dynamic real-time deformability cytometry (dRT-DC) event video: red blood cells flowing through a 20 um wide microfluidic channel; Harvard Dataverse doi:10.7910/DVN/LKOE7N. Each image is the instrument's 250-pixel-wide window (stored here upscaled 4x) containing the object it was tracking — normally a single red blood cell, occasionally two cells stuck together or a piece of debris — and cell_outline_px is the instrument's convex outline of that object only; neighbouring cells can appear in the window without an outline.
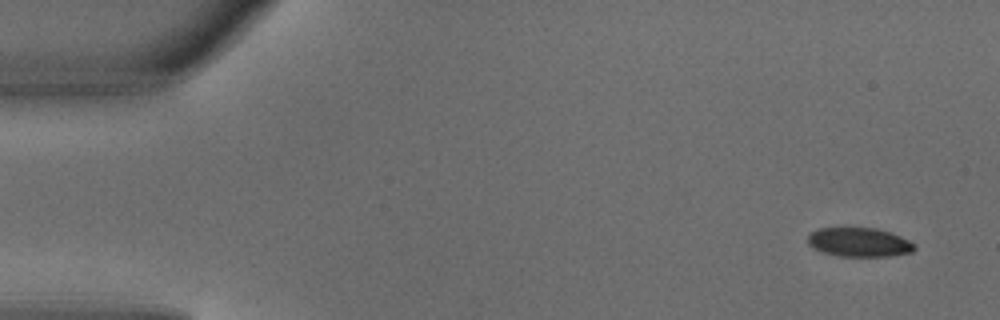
{"species": "common noctule bat (a hibernating species)", "species_latin": "Nyctalus noctula", "temperature_condition": "warm", "stored_images_in_passage": 4, "camera_frame_rate_fps": 3000, "um_per_image_px": 0.085, "animal": {"sex": "male", "body_mass_g": 18.8}, "frame": {"image": 1, "passage_image": 1, "time_ms": 0.0, "image_size_px": [1000, 320], "cell_outline_px": [[916, 248], [912, 252], [892, 256], [840, 256], [820, 252], [812, 248], [808, 244], [808, 236], [812, 232], [820, 228], [876, 228], [900, 236], [916, 244]], "centroid_in_image_um": [73.03, 20.6], "position_along_channel_um": 12.0, "area_um2": 18.09}}
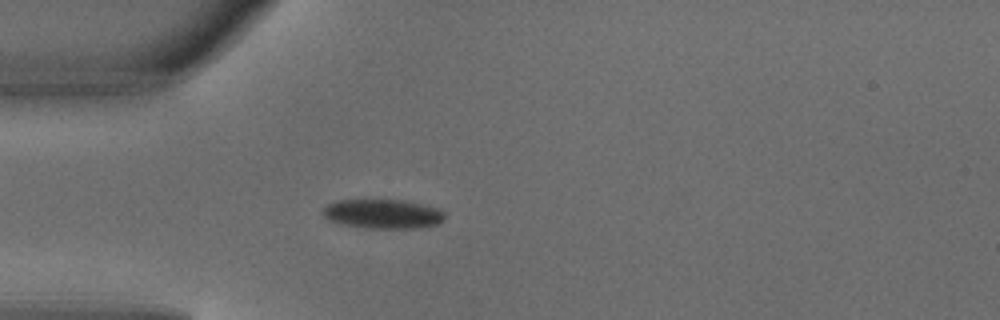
{"frame": {"image": 2, "passage_image": 4, "time_ms": 1.0, "image_size_px": [1000, 320], "cell_outline_px": [[444, 220], [436, 224], [416, 228], [368, 228], [340, 224], [328, 220], [320, 212], [328, 204], [336, 200], [404, 200], [436, 208], [444, 212]], "centroid_in_image_um": [32.49, 18.18], "position_along_channel_um": 52.5, "area_um2": 20.75}}